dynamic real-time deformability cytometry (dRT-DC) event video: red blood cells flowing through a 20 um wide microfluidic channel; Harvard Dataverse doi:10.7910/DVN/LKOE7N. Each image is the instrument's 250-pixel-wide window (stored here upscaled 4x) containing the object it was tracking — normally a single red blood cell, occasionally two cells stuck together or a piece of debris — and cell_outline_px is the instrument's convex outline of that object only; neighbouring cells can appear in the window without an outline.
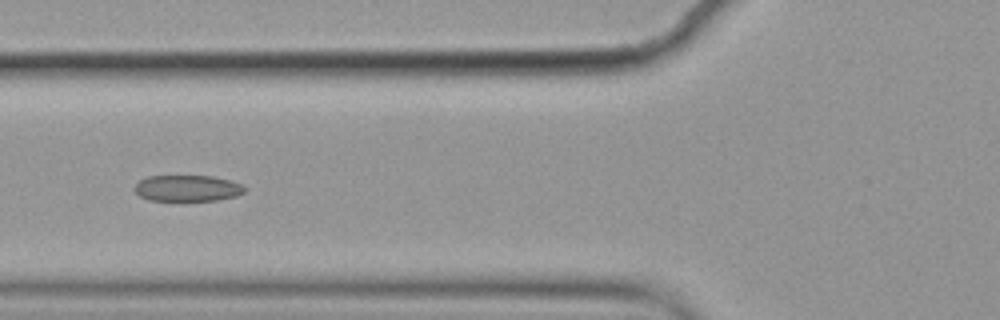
{"species": "common noctule bat (a hibernating species)", "species_latin": "Nyctalus noctula", "temperature_condition": "cold", "stored_images_in_passage": 10, "camera_frame_rate_fps": 3000, "um_per_image_px": 0.085, "animal": {"sex": "female", "body_mass_g": 19.9}, "frame": {"image": 1, "passage_image": 6, "time_ms": 1.667, "image_size_px": [1000, 320], "cell_outline_px": [[248, 188], [244, 192], [236, 196], [216, 200], [148, 200], [140, 196], [132, 188], [140, 180], [148, 176], [212, 176], [244, 184]], "centroid_in_image_um": [15.95, 15.99], "position_along_channel_um": 109.9, "area_um2": 16.82}}
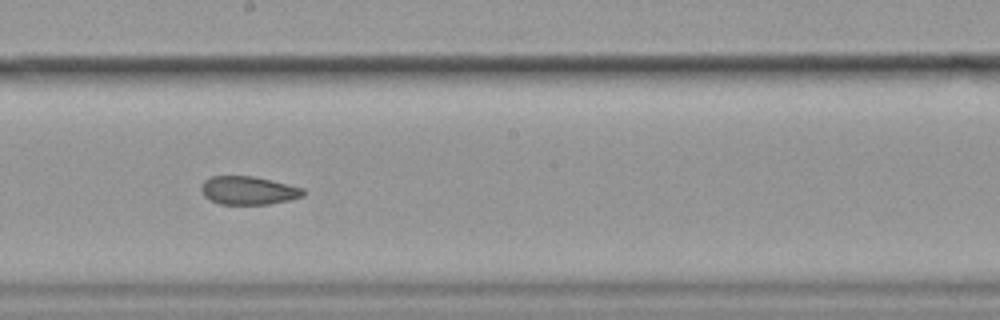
{"frame": {"image": 2, "passage_image": 9, "time_ms": 2.667, "image_size_px": [1000, 320], "cell_outline_px": [[304, 196], [288, 200], [268, 204], [220, 204], [204, 196], [200, 188], [200, 184], [204, 180], [212, 176], [252, 176], [272, 180], [304, 188]], "centroid_in_image_um": [21.1, 16.18], "position_along_channel_um": 227.1, "area_um2": 16.82}}
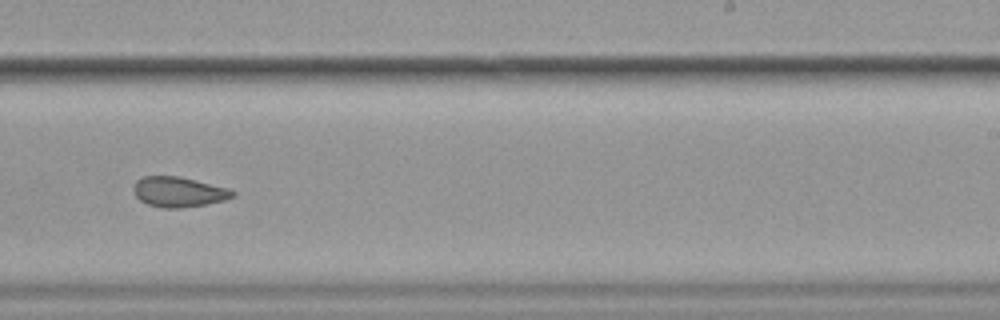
{"frame": {"image": 3, "passage_image": 10, "time_ms": 3.0, "image_size_px": [1000, 320], "cell_outline_px": [[236, 196], [224, 200], [204, 204], [180, 208], [164, 208], [148, 204], [140, 200], [132, 192], [132, 188], [136, 180], [144, 176], [180, 176], [228, 188], [236, 192]], "centroid_in_image_um": [15.17, 16.3], "position_along_channel_um": 273.8, "area_um2": 17.46}}